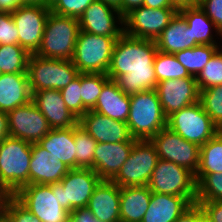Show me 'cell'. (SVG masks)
Instances as JSON below:
<instances>
[{
    "label": "cell",
    "mask_w": 222,
    "mask_h": 222,
    "mask_svg": "<svg viewBox=\"0 0 222 222\" xmlns=\"http://www.w3.org/2000/svg\"><path fill=\"white\" fill-rule=\"evenodd\" d=\"M157 52L155 40L123 33L115 42L107 76L129 96L156 89L154 59Z\"/></svg>",
    "instance_id": "6da1fadb"
},
{
    "label": "cell",
    "mask_w": 222,
    "mask_h": 222,
    "mask_svg": "<svg viewBox=\"0 0 222 222\" xmlns=\"http://www.w3.org/2000/svg\"><path fill=\"white\" fill-rule=\"evenodd\" d=\"M127 125L134 139L150 140L167 127V117L155 89L130 95Z\"/></svg>",
    "instance_id": "7a4b0ae2"
},
{
    "label": "cell",
    "mask_w": 222,
    "mask_h": 222,
    "mask_svg": "<svg viewBox=\"0 0 222 222\" xmlns=\"http://www.w3.org/2000/svg\"><path fill=\"white\" fill-rule=\"evenodd\" d=\"M32 143L7 137L0 143V188L14 195L29 185Z\"/></svg>",
    "instance_id": "3957f363"
},
{
    "label": "cell",
    "mask_w": 222,
    "mask_h": 222,
    "mask_svg": "<svg viewBox=\"0 0 222 222\" xmlns=\"http://www.w3.org/2000/svg\"><path fill=\"white\" fill-rule=\"evenodd\" d=\"M79 31L78 18L60 16L50 12L44 27L41 45L35 54L43 58L71 60Z\"/></svg>",
    "instance_id": "277c9868"
},
{
    "label": "cell",
    "mask_w": 222,
    "mask_h": 222,
    "mask_svg": "<svg viewBox=\"0 0 222 222\" xmlns=\"http://www.w3.org/2000/svg\"><path fill=\"white\" fill-rule=\"evenodd\" d=\"M72 60L43 58L31 54L28 60L27 75L31 92L61 90L79 75Z\"/></svg>",
    "instance_id": "5b68a950"
},
{
    "label": "cell",
    "mask_w": 222,
    "mask_h": 222,
    "mask_svg": "<svg viewBox=\"0 0 222 222\" xmlns=\"http://www.w3.org/2000/svg\"><path fill=\"white\" fill-rule=\"evenodd\" d=\"M118 38L79 31L71 59L79 73L107 74L113 48Z\"/></svg>",
    "instance_id": "8992f818"
},
{
    "label": "cell",
    "mask_w": 222,
    "mask_h": 222,
    "mask_svg": "<svg viewBox=\"0 0 222 222\" xmlns=\"http://www.w3.org/2000/svg\"><path fill=\"white\" fill-rule=\"evenodd\" d=\"M13 196L41 222H65L70 217L59 202L58 182L25 185Z\"/></svg>",
    "instance_id": "52a82bcc"
},
{
    "label": "cell",
    "mask_w": 222,
    "mask_h": 222,
    "mask_svg": "<svg viewBox=\"0 0 222 222\" xmlns=\"http://www.w3.org/2000/svg\"><path fill=\"white\" fill-rule=\"evenodd\" d=\"M147 186L151 192L185 196L192 204L196 203L195 174L174 162L159 159Z\"/></svg>",
    "instance_id": "ba28073f"
},
{
    "label": "cell",
    "mask_w": 222,
    "mask_h": 222,
    "mask_svg": "<svg viewBox=\"0 0 222 222\" xmlns=\"http://www.w3.org/2000/svg\"><path fill=\"white\" fill-rule=\"evenodd\" d=\"M159 156L151 140H136L126 162L111 179L121 187L148 185Z\"/></svg>",
    "instance_id": "9c48e42d"
},
{
    "label": "cell",
    "mask_w": 222,
    "mask_h": 222,
    "mask_svg": "<svg viewBox=\"0 0 222 222\" xmlns=\"http://www.w3.org/2000/svg\"><path fill=\"white\" fill-rule=\"evenodd\" d=\"M167 127L183 139L199 146L204 145L220 131L203 110L200 102L169 115Z\"/></svg>",
    "instance_id": "30bf717a"
},
{
    "label": "cell",
    "mask_w": 222,
    "mask_h": 222,
    "mask_svg": "<svg viewBox=\"0 0 222 222\" xmlns=\"http://www.w3.org/2000/svg\"><path fill=\"white\" fill-rule=\"evenodd\" d=\"M102 179L89 168H73L58 182V198L61 206L70 213L87 207L94 189Z\"/></svg>",
    "instance_id": "8fae6325"
},
{
    "label": "cell",
    "mask_w": 222,
    "mask_h": 222,
    "mask_svg": "<svg viewBox=\"0 0 222 222\" xmlns=\"http://www.w3.org/2000/svg\"><path fill=\"white\" fill-rule=\"evenodd\" d=\"M178 12L177 8H134L123 17L124 33L135 38L156 40Z\"/></svg>",
    "instance_id": "7c38bea8"
},
{
    "label": "cell",
    "mask_w": 222,
    "mask_h": 222,
    "mask_svg": "<svg viewBox=\"0 0 222 222\" xmlns=\"http://www.w3.org/2000/svg\"><path fill=\"white\" fill-rule=\"evenodd\" d=\"M150 140L156 148L159 159L174 162L196 173L200 159L199 145L183 139L168 127L161 129Z\"/></svg>",
    "instance_id": "4fadbf2b"
},
{
    "label": "cell",
    "mask_w": 222,
    "mask_h": 222,
    "mask_svg": "<svg viewBox=\"0 0 222 222\" xmlns=\"http://www.w3.org/2000/svg\"><path fill=\"white\" fill-rule=\"evenodd\" d=\"M50 12V9L42 5L25 4L11 13L19 31L18 44L30 54H35L41 45Z\"/></svg>",
    "instance_id": "5bb4252c"
},
{
    "label": "cell",
    "mask_w": 222,
    "mask_h": 222,
    "mask_svg": "<svg viewBox=\"0 0 222 222\" xmlns=\"http://www.w3.org/2000/svg\"><path fill=\"white\" fill-rule=\"evenodd\" d=\"M10 137L38 143L52 129L41 111L31 101L7 113Z\"/></svg>",
    "instance_id": "9a60e30c"
},
{
    "label": "cell",
    "mask_w": 222,
    "mask_h": 222,
    "mask_svg": "<svg viewBox=\"0 0 222 222\" xmlns=\"http://www.w3.org/2000/svg\"><path fill=\"white\" fill-rule=\"evenodd\" d=\"M78 20L80 31L90 34L120 37L124 33V20L120 12L99 0L92 2Z\"/></svg>",
    "instance_id": "2e32d148"
},
{
    "label": "cell",
    "mask_w": 222,
    "mask_h": 222,
    "mask_svg": "<svg viewBox=\"0 0 222 222\" xmlns=\"http://www.w3.org/2000/svg\"><path fill=\"white\" fill-rule=\"evenodd\" d=\"M155 90L166 117L199 102L200 90L195 77L158 82Z\"/></svg>",
    "instance_id": "e0dca14e"
},
{
    "label": "cell",
    "mask_w": 222,
    "mask_h": 222,
    "mask_svg": "<svg viewBox=\"0 0 222 222\" xmlns=\"http://www.w3.org/2000/svg\"><path fill=\"white\" fill-rule=\"evenodd\" d=\"M78 124L99 143L135 142L127 123L113 120L93 110L78 119Z\"/></svg>",
    "instance_id": "ac0fdd59"
},
{
    "label": "cell",
    "mask_w": 222,
    "mask_h": 222,
    "mask_svg": "<svg viewBox=\"0 0 222 222\" xmlns=\"http://www.w3.org/2000/svg\"><path fill=\"white\" fill-rule=\"evenodd\" d=\"M32 102L47 119L51 129H66L78 124V118L67 108L60 90L32 92Z\"/></svg>",
    "instance_id": "d6986e66"
},
{
    "label": "cell",
    "mask_w": 222,
    "mask_h": 222,
    "mask_svg": "<svg viewBox=\"0 0 222 222\" xmlns=\"http://www.w3.org/2000/svg\"><path fill=\"white\" fill-rule=\"evenodd\" d=\"M69 171L70 168L65 163L59 161L38 143H32L29 185L60 182Z\"/></svg>",
    "instance_id": "ffe728a7"
},
{
    "label": "cell",
    "mask_w": 222,
    "mask_h": 222,
    "mask_svg": "<svg viewBox=\"0 0 222 222\" xmlns=\"http://www.w3.org/2000/svg\"><path fill=\"white\" fill-rule=\"evenodd\" d=\"M135 142L99 143L95 147L93 171L102 180H111L126 162Z\"/></svg>",
    "instance_id": "44dd1931"
},
{
    "label": "cell",
    "mask_w": 222,
    "mask_h": 222,
    "mask_svg": "<svg viewBox=\"0 0 222 222\" xmlns=\"http://www.w3.org/2000/svg\"><path fill=\"white\" fill-rule=\"evenodd\" d=\"M119 205L120 187L111 180H101L87 207L101 222H121Z\"/></svg>",
    "instance_id": "7402d4cb"
},
{
    "label": "cell",
    "mask_w": 222,
    "mask_h": 222,
    "mask_svg": "<svg viewBox=\"0 0 222 222\" xmlns=\"http://www.w3.org/2000/svg\"><path fill=\"white\" fill-rule=\"evenodd\" d=\"M32 101L27 73L0 75V111L8 113Z\"/></svg>",
    "instance_id": "603a6c76"
},
{
    "label": "cell",
    "mask_w": 222,
    "mask_h": 222,
    "mask_svg": "<svg viewBox=\"0 0 222 222\" xmlns=\"http://www.w3.org/2000/svg\"><path fill=\"white\" fill-rule=\"evenodd\" d=\"M192 203L185 196L151 192L142 222H176Z\"/></svg>",
    "instance_id": "cb8c5ba5"
},
{
    "label": "cell",
    "mask_w": 222,
    "mask_h": 222,
    "mask_svg": "<svg viewBox=\"0 0 222 222\" xmlns=\"http://www.w3.org/2000/svg\"><path fill=\"white\" fill-rule=\"evenodd\" d=\"M91 110L126 123L130 111V96L119 89L115 80L109 79L103 85L96 105Z\"/></svg>",
    "instance_id": "d4e9b609"
},
{
    "label": "cell",
    "mask_w": 222,
    "mask_h": 222,
    "mask_svg": "<svg viewBox=\"0 0 222 222\" xmlns=\"http://www.w3.org/2000/svg\"><path fill=\"white\" fill-rule=\"evenodd\" d=\"M158 51L174 54L178 51L193 48L199 45L194 39L186 20L177 13L170 24L155 40Z\"/></svg>",
    "instance_id": "484cf974"
},
{
    "label": "cell",
    "mask_w": 222,
    "mask_h": 222,
    "mask_svg": "<svg viewBox=\"0 0 222 222\" xmlns=\"http://www.w3.org/2000/svg\"><path fill=\"white\" fill-rule=\"evenodd\" d=\"M38 144L70 169L76 168L74 126L66 129H52Z\"/></svg>",
    "instance_id": "4316f807"
},
{
    "label": "cell",
    "mask_w": 222,
    "mask_h": 222,
    "mask_svg": "<svg viewBox=\"0 0 222 222\" xmlns=\"http://www.w3.org/2000/svg\"><path fill=\"white\" fill-rule=\"evenodd\" d=\"M151 190L148 186L120 188V221L142 222L148 209Z\"/></svg>",
    "instance_id": "83f0119b"
},
{
    "label": "cell",
    "mask_w": 222,
    "mask_h": 222,
    "mask_svg": "<svg viewBox=\"0 0 222 222\" xmlns=\"http://www.w3.org/2000/svg\"><path fill=\"white\" fill-rule=\"evenodd\" d=\"M178 13L186 20L192 34V39L199 45H219L214 36H220L221 38L218 39L221 40L222 33L198 6L181 8Z\"/></svg>",
    "instance_id": "f1b7e54d"
},
{
    "label": "cell",
    "mask_w": 222,
    "mask_h": 222,
    "mask_svg": "<svg viewBox=\"0 0 222 222\" xmlns=\"http://www.w3.org/2000/svg\"><path fill=\"white\" fill-rule=\"evenodd\" d=\"M222 173V133L200 146L199 166L195 173L198 183L206 174Z\"/></svg>",
    "instance_id": "f546056e"
},
{
    "label": "cell",
    "mask_w": 222,
    "mask_h": 222,
    "mask_svg": "<svg viewBox=\"0 0 222 222\" xmlns=\"http://www.w3.org/2000/svg\"><path fill=\"white\" fill-rule=\"evenodd\" d=\"M221 45H197L174 53L176 59L186 68L191 76L196 77L205 67Z\"/></svg>",
    "instance_id": "4dcf8cb0"
},
{
    "label": "cell",
    "mask_w": 222,
    "mask_h": 222,
    "mask_svg": "<svg viewBox=\"0 0 222 222\" xmlns=\"http://www.w3.org/2000/svg\"><path fill=\"white\" fill-rule=\"evenodd\" d=\"M30 53L19 44L0 45V69L3 73H27Z\"/></svg>",
    "instance_id": "1f68e13d"
},
{
    "label": "cell",
    "mask_w": 222,
    "mask_h": 222,
    "mask_svg": "<svg viewBox=\"0 0 222 222\" xmlns=\"http://www.w3.org/2000/svg\"><path fill=\"white\" fill-rule=\"evenodd\" d=\"M154 71L158 82L191 76L186 68L176 59L174 54L158 51L154 59Z\"/></svg>",
    "instance_id": "d6a6232c"
},
{
    "label": "cell",
    "mask_w": 222,
    "mask_h": 222,
    "mask_svg": "<svg viewBox=\"0 0 222 222\" xmlns=\"http://www.w3.org/2000/svg\"><path fill=\"white\" fill-rule=\"evenodd\" d=\"M74 142L76 146V168L93 170L97 141L77 124L74 126Z\"/></svg>",
    "instance_id": "836d02e7"
},
{
    "label": "cell",
    "mask_w": 222,
    "mask_h": 222,
    "mask_svg": "<svg viewBox=\"0 0 222 222\" xmlns=\"http://www.w3.org/2000/svg\"><path fill=\"white\" fill-rule=\"evenodd\" d=\"M110 78L104 73H80L82 104L91 110L97 102L103 85Z\"/></svg>",
    "instance_id": "e575fe53"
},
{
    "label": "cell",
    "mask_w": 222,
    "mask_h": 222,
    "mask_svg": "<svg viewBox=\"0 0 222 222\" xmlns=\"http://www.w3.org/2000/svg\"><path fill=\"white\" fill-rule=\"evenodd\" d=\"M199 102L220 130L222 128V84L200 90Z\"/></svg>",
    "instance_id": "d590c367"
},
{
    "label": "cell",
    "mask_w": 222,
    "mask_h": 222,
    "mask_svg": "<svg viewBox=\"0 0 222 222\" xmlns=\"http://www.w3.org/2000/svg\"><path fill=\"white\" fill-rule=\"evenodd\" d=\"M199 90L222 84V49L220 48L195 77Z\"/></svg>",
    "instance_id": "8d00e7d4"
},
{
    "label": "cell",
    "mask_w": 222,
    "mask_h": 222,
    "mask_svg": "<svg viewBox=\"0 0 222 222\" xmlns=\"http://www.w3.org/2000/svg\"><path fill=\"white\" fill-rule=\"evenodd\" d=\"M196 201H222V173L206 174L197 183Z\"/></svg>",
    "instance_id": "74e56055"
},
{
    "label": "cell",
    "mask_w": 222,
    "mask_h": 222,
    "mask_svg": "<svg viewBox=\"0 0 222 222\" xmlns=\"http://www.w3.org/2000/svg\"><path fill=\"white\" fill-rule=\"evenodd\" d=\"M60 91L67 108L78 119L88 111L82 104L80 74Z\"/></svg>",
    "instance_id": "f35d334b"
},
{
    "label": "cell",
    "mask_w": 222,
    "mask_h": 222,
    "mask_svg": "<svg viewBox=\"0 0 222 222\" xmlns=\"http://www.w3.org/2000/svg\"><path fill=\"white\" fill-rule=\"evenodd\" d=\"M95 0H58L50 9L54 14L67 17L80 18L92 2Z\"/></svg>",
    "instance_id": "ab89813d"
},
{
    "label": "cell",
    "mask_w": 222,
    "mask_h": 222,
    "mask_svg": "<svg viewBox=\"0 0 222 222\" xmlns=\"http://www.w3.org/2000/svg\"><path fill=\"white\" fill-rule=\"evenodd\" d=\"M5 216L10 222H41L38 217L24 207L13 195L6 201Z\"/></svg>",
    "instance_id": "60d3db41"
},
{
    "label": "cell",
    "mask_w": 222,
    "mask_h": 222,
    "mask_svg": "<svg viewBox=\"0 0 222 222\" xmlns=\"http://www.w3.org/2000/svg\"><path fill=\"white\" fill-rule=\"evenodd\" d=\"M12 14L0 12V45L18 44V33Z\"/></svg>",
    "instance_id": "b9f144b4"
},
{
    "label": "cell",
    "mask_w": 222,
    "mask_h": 222,
    "mask_svg": "<svg viewBox=\"0 0 222 222\" xmlns=\"http://www.w3.org/2000/svg\"><path fill=\"white\" fill-rule=\"evenodd\" d=\"M198 7L222 33V0H200Z\"/></svg>",
    "instance_id": "7bdbcfd3"
},
{
    "label": "cell",
    "mask_w": 222,
    "mask_h": 222,
    "mask_svg": "<svg viewBox=\"0 0 222 222\" xmlns=\"http://www.w3.org/2000/svg\"><path fill=\"white\" fill-rule=\"evenodd\" d=\"M213 222H222V201H196Z\"/></svg>",
    "instance_id": "ee69618b"
},
{
    "label": "cell",
    "mask_w": 222,
    "mask_h": 222,
    "mask_svg": "<svg viewBox=\"0 0 222 222\" xmlns=\"http://www.w3.org/2000/svg\"><path fill=\"white\" fill-rule=\"evenodd\" d=\"M70 216L76 222H101L97 218L94 217L92 212L88 209V207L74 209Z\"/></svg>",
    "instance_id": "f6af8a7d"
},
{
    "label": "cell",
    "mask_w": 222,
    "mask_h": 222,
    "mask_svg": "<svg viewBox=\"0 0 222 222\" xmlns=\"http://www.w3.org/2000/svg\"><path fill=\"white\" fill-rule=\"evenodd\" d=\"M199 221V204H192L185 210L176 222H198Z\"/></svg>",
    "instance_id": "bcb514c9"
},
{
    "label": "cell",
    "mask_w": 222,
    "mask_h": 222,
    "mask_svg": "<svg viewBox=\"0 0 222 222\" xmlns=\"http://www.w3.org/2000/svg\"><path fill=\"white\" fill-rule=\"evenodd\" d=\"M23 5L22 0H0V12L12 13Z\"/></svg>",
    "instance_id": "7dc6e473"
},
{
    "label": "cell",
    "mask_w": 222,
    "mask_h": 222,
    "mask_svg": "<svg viewBox=\"0 0 222 222\" xmlns=\"http://www.w3.org/2000/svg\"><path fill=\"white\" fill-rule=\"evenodd\" d=\"M144 0H121V15L124 17L132 9L143 6Z\"/></svg>",
    "instance_id": "c3c4849f"
},
{
    "label": "cell",
    "mask_w": 222,
    "mask_h": 222,
    "mask_svg": "<svg viewBox=\"0 0 222 222\" xmlns=\"http://www.w3.org/2000/svg\"><path fill=\"white\" fill-rule=\"evenodd\" d=\"M9 136L8 115L7 113L0 111V143Z\"/></svg>",
    "instance_id": "681fc988"
},
{
    "label": "cell",
    "mask_w": 222,
    "mask_h": 222,
    "mask_svg": "<svg viewBox=\"0 0 222 222\" xmlns=\"http://www.w3.org/2000/svg\"><path fill=\"white\" fill-rule=\"evenodd\" d=\"M144 7H149L153 9L157 8H176L170 0H144Z\"/></svg>",
    "instance_id": "f907efd6"
},
{
    "label": "cell",
    "mask_w": 222,
    "mask_h": 222,
    "mask_svg": "<svg viewBox=\"0 0 222 222\" xmlns=\"http://www.w3.org/2000/svg\"><path fill=\"white\" fill-rule=\"evenodd\" d=\"M171 3L179 10L184 7L198 6V0H170Z\"/></svg>",
    "instance_id": "816d5d0a"
},
{
    "label": "cell",
    "mask_w": 222,
    "mask_h": 222,
    "mask_svg": "<svg viewBox=\"0 0 222 222\" xmlns=\"http://www.w3.org/2000/svg\"><path fill=\"white\" fill-rule=\"evenodd\" d=\"M11 195L4 189H0V220L5 215V204Z\"/></svg>",
    "instance_id": "f5cc1de1"
},
{
    "label": "cell",
    "mask_w": 222,
    "mask_h": 222,
    "mask_svg": "<svg viewBox=\"0 0 222 222\" xmlns=\"http://www.w3.org/2000/svg\"><path fill=\"white\" fill-rule=\"evenodd\" d=\"M117 9L121 14V0H99Z\"/></svg>",
    "instance_id": "db71d44e"
},
{
    "label": "cell",
    "mask_w": 222,
    "mask_h": 222,
    "mask_svg": "<svg viewBox=\"0 0 222 222\" xmlns=\"http://www.w3.org/2000/svg\"><path fill=\"white\" fill-rule=\"evenodd\" d=\"M198 222H213L211 218L202 210L199 205V221Z\"/></svg>",
    "instance_id": "11a10c76"
},
{
    "label": "cell",
    "mask_w": 222,
    "mask_h": 222,
    "mask_svg": "<svg viewBox=\"0 0 222 222\" xmlns=\"http://www.w3.org/2000/svg\"><path fill=\"white\" fill-rule=\"evenodd\" d=\"M58 0H42V6L51 9Z\"/></svg>",
    "instance_id": "9f6ffc18"
},
{
    "label": "cell",
    "mask_w": 222,
    "mask_h": 222,
    "mask_svg": "<svg viewBox=\"0 0 222 222\" xmlns=\"http://www.w3.org/2000/svg\"><path fill=\"white\" fill-rule=\"evenodd\" d=\"M24 4L42 5V0H22Z\"/></svg>",
    "instance_id": "6f0895ef"
},
{
    "label": "cell",
    "mask_w": 222,
    "mask_h": 222,
    "mask_svg": "<svg viewBox=\"0 0 222 222\" xmlns=\"http://www.w3.org/2000/svg\"><path fill=\"white\" fill-rule=\"evenodd\" d=\"M0 222H10V220L4 215V216L1 218Z\"/></svg>",
    "instance_id": "680465c9"
},
{
    "label": "cell",
    "mask_w": 222,
    "mask_h": 222,
    "mask_svg": "<svg viewBox=\"0 0 222 222\" xmlns=\"http://www.w3.org/2000/svg\"><path fill=\"white\" fill-rule=\"evenodd\" d=\"M65 222H76L71 216Z\"/></svg>",
    "instance_id": "91938a15"
}]
</instances>
